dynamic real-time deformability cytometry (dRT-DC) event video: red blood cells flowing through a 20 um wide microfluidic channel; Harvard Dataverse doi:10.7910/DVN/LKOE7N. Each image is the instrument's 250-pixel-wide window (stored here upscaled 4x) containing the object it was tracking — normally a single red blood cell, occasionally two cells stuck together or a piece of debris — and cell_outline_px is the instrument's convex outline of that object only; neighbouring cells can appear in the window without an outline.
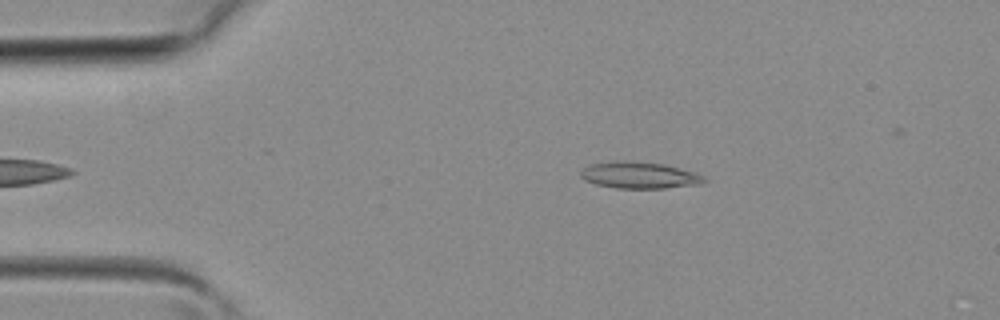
{"species": "common noctule bat (a hibernating species)", "species_latin": "Nyctalus noctula", "temperature_condition": "room temperature", "stored_images_in_passage": 29, "camera_frame_rate_fps": 3000, "um_per_image_px": 0.085, "animal": {"sex": "female", "body_mass_g": 19.3, "forearm_length_mm": 54.1}, "frame": {"image": 1, "passage_image": 2, "time_ms": 0.333, "image_size_px": [1000, 320], "cell_outline_px": [[708, 180], [704, 184], [664, 188], [616, 188], [596, 184], [584, 180], [580, 176], [580, 172], [588, 164], [612, 160], [620, 160], [664, 164], [692, 172], [704, 176]], "centroid_in_image_um": [54.32, 14.89], "position_along_channel_um": 30.7, "area_um2": 19.25}}
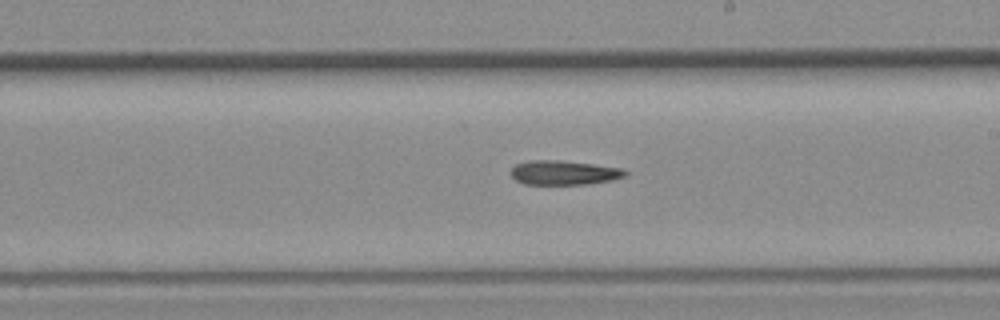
{"frame": {"image": 2, "passage_image": 17, "time_ms": 5.333, "image_size_px": [1000, 320], "cell_outline_px": [[628, 172], [624, 176], [612, 180], [588, 184], [524, 184], [516, 180], [512, 176], [512, 168], [516, 164], [532, 160], [556, 160], [592, 164], [624, 168]], "centroid_in_image_um": [47.96, 14.68], "position_along_channel_um": 241.0, "area_um2": 16.07}}
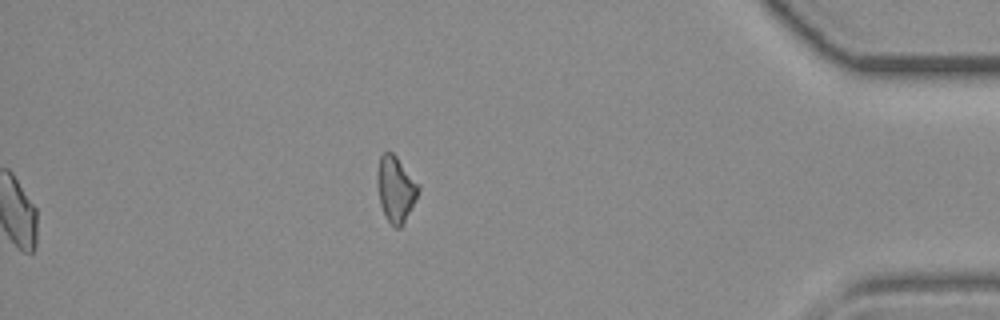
{"frame": {"image": 3, "passage_image": 29, "time_ms": 9.333, "image_size_px": [1000, 320], "cell_outline_px": [[420, 188], [400, 228], [392, 228], [384, 216], [380, 204], [376, 180], [380, 156], [384, 152], [392, 152], [396, 156], [420, 184]], "centroid_in_image_um": [33.61, 16.06], "position_along_channel_um": 401.6, "area_um2": 15.66}}